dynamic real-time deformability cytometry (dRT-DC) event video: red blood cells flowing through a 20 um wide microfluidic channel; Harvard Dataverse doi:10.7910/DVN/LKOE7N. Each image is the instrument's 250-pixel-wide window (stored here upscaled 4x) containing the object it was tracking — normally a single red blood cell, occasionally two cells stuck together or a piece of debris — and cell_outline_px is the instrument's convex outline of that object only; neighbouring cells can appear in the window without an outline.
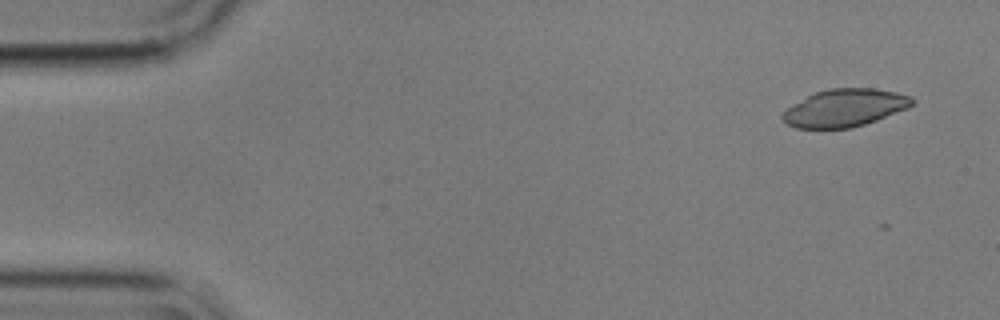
{"species": "common noctule bat (a hibernating species)", "species_latin": "Nyctalus noctula", "temperature_condition": "cold", "stored_images_in_passage": 2, "camera_frame_rate_fps": 3000, "um_per_image_px": 0.085, "animal": {"sex": "male", "body_mass_g": 17.9}, "frame": {"image": 1, "passage_image": 1, "time_ms": 0.0, "image_size_px": [1000, 320], "cell_outline_px": [[916, 100], [908, 108], [876, 120], [864, 124], [848, 128], [796, 128], [788, 124], [780, 116], [788, 108], [808, 96], [816, 92], [828, 88], [872, 88], [896, 92], [912, 96]], "centroid_in_image_um": [71.84, 9.16], "position_along_channel_um": 13.2, "area_um2": 28.09}}